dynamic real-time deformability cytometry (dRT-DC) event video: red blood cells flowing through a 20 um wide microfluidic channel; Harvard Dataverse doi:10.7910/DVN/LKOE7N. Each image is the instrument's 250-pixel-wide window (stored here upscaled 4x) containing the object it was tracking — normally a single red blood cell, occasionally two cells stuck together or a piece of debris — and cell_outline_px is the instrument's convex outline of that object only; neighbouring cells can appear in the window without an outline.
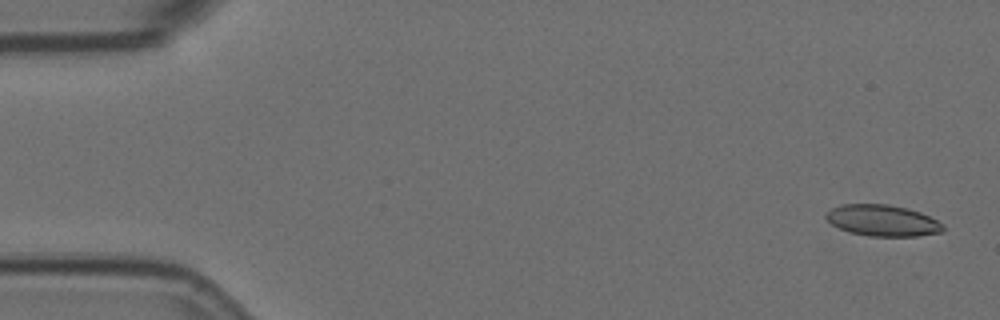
{"species": "Egyptian fruit bat (a non-hibernating species)", "species_latin": "Rousettus aegyptiacus", "temperature_condition": "room temperature", "stored_images_in_passage": 57, "camera_frame_rate_fps": 3000, "um_per_image_px": 0.085, "animal": {"sex": "female"}, "frame": {"image": 1, "passage_image": 2, "time_ms": 0.333, "image_size_px": [1000, 320], "cell_outline_px": [[944, 232], [916, 236], [868, 236], [848, 232], [832, 224], [824, 216], [824, 212], [840, 204], [888, 204], [920, 212], [944, 224]], "centroid_in_image_um": [74.99, 18.74], "position_along_channel_um": 10.0, "area_um2": 21.39}}
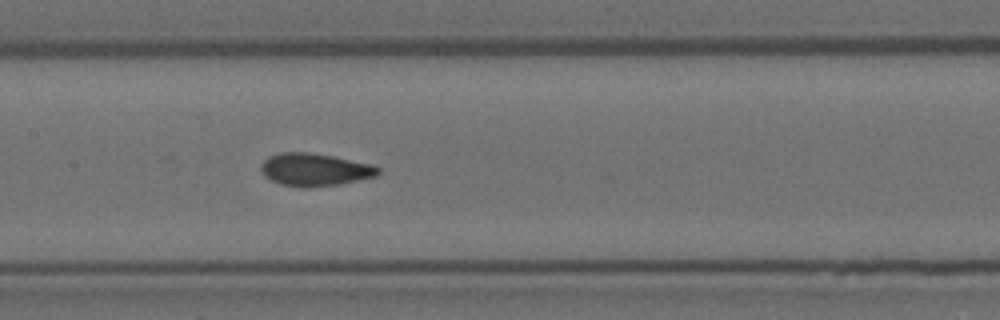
{"frame": {"image": 2, "passage_image": 27, "time_ms": 8.667, "image_size_px": [1000, 320], "cell_outline_px": [[380, 172], [376, 176], [340, 184], [304, 188], [300, 188], [280, 184], [264, 176], [260, 172], [260, 164], [268, 156], [280, 152], [308, 152], [332, 156], [372, 164], [380, 168]], "centroid_in_image_um": [26.72, 14.42], "position_along_channel_um": 180.7, "area_um2": 22.48}}
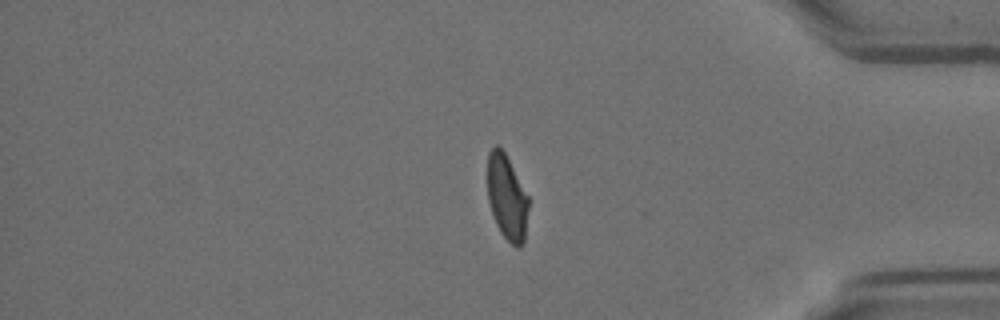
{"frame": {"image": 3, "passage_image": 47, "time_ms": 15.333, "image_size_px": [1000, 320], "cell_outline_px": [[528, 208], [524, 244], [516, 248], [500, 232], [496, 224], [488, 200], [488, 152], [496, 144], [504, 152], [528, 196]], "centroid_in_image_um": [43.09, 16.81], "position_along_channel_um": 392.1, "area_um2": 20.06}, "authors_computed_cell_mechanics": {"area_um2": 21.9062, "velocity_mm_per_s": 3.5806, "shape_relaxation_time_tau1_ms": 6.8631, "shape_relaxation_time_tau2_ms": 1.0172, "deformation_change_tau1": 0.1646, "deformation_change_tau2": 0.0747}}